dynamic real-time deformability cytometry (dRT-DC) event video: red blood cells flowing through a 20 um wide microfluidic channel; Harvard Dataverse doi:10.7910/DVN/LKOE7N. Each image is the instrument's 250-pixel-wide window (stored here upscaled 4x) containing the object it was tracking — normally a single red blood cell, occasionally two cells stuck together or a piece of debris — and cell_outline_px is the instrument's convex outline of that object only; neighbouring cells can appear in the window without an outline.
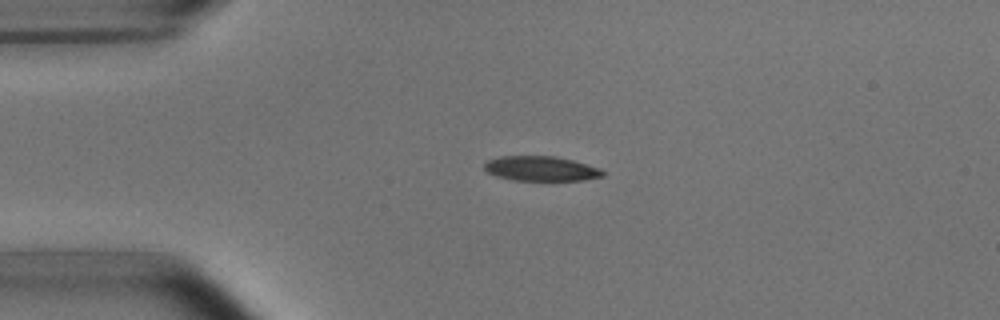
{"species": "common noctule bat (a hibernating species)", "species_latin": "Nyctalus noctula", "temperature_condition": "room temperature", "stored_images_in_passage": 3, "camera_frame_rate_fps": 3000, "um_per_image_px": 0.085, "animal": {"sex": "male", "body_mass_g": 15.6}, "frame": {"image": 1, "passage_image": 2, "time_ms": 1.333, "image_size_px": [1000, 320], "cell_outline_px": [[604, 176], [584, 180], [512, 180], [496, 176], [488, 172], [484, 168], [484, 164], [488, 160], [500, 156], [556, 156], [572, 160], [600, 168], [604, 172]], "centroid_in_image_um": [45.98, 14.33], "position_along_channel_um": 39.0, "area_um2": 17.05}}